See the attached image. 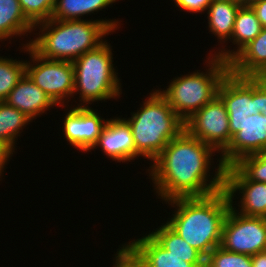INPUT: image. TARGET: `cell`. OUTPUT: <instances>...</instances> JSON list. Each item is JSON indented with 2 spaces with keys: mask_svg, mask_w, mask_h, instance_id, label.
<instances>
[{
  "mask_svg": "<svg viewBox=\"0 0 266 267\" xmlns=\"http://www.w3.org/2000/svg\"><path fill=\"white\" fill-rule=\"evenodd\" d=\"M120 24V20H108L106 17L74 21L50 19L36 24L34 32L38 33H33L36 36L26 40V43L45 59L73 62L102 44L106 35L121 28Z\"/></svg>",
  "mask_w": 266,
  "mask_h": 267,
  "instance_id": "3",
  "label": "cell"
},
{
  "mask_svg": "<svg viewBox=\"0 0 266 267\" xmlns=\"http://www.w3.org/2000/svg\"><path fill=\"white\" fill-rule=\"evenodd\" d=\"M120 116L108 119L92 151L101 152L116 163L131 162L136 159V147L128 123Z\"/></svg>",
  "mask_w": 266,
  "mask_h": 267,
  "instance_id": "14",
  "label": "cell"
},
{
  "mask_svg": "<svg viewBox=\"0 0 266 267\" xmlns=\"http://www.w3.org/2000/svg\"><path fill=\"white\" fill-rule=\"evenodd\" d=\"M253 267H266V251L251 256Z\"/></svg>",
  "mask_w": 266,
  "mask_h": 267,
  "instance_id": "33",
  "label": "cell"
},
{
  "mask_svg": "<svg viewBox=\"0 0 266 267\" xmlns=\"http://www.w3.org/2000/svg\"><path fill=\"white\" fill-rule=\"evenodd\" d=\"M220 247L251 256L266 251V218L242 215L231 206L223 224Z\"/></svg>",
  "mask_w": 266,
  "mask_h": 267,
  "instance_id": "8",
  "label": "cell"
},
{
  "mask_svg": "<svg viewBox=\"0 0 266 267\" xmlns=\"http://www.w3.org/2000/svg\"><path fill=\"white\" fill-rule=\"evenodd\" d=\"M26 73V60L0 56V101H4Z\"/></svg>",
  "mask_w": 266,
  "mask_h": 267,
  "instance_id": "24",
  "label": "cell"
},
{
  "mask_svg": "<svg viewBox=\"0 0 266 267\" xmlns=\"http://www.w3.org/2000/svg\"><path fill=\"white\" fill-rule=\"evenodd\" d=\"M260 1V0H239L241 6H251L253 3Z\"/></svg>",
  "mask_w": 266,
  "mask_h": 267,
  "instance_id": "34",
  "label": "cell"
},
{
  "mask_svg": "<svg viewBox=\"0 0 266 267\" xmlns=\"http://www.w3.org/2000/svg\"><path fill=\"white\" fill-rule=\"evenodd\" d=\"M25 17L35 26L50 20L57 0H19Z\"/></svg>",
  "mask_w": 266,
  "mask_h": 267,
  "instance_id": "27",
  "label": "cell"
},
{
  "mask_svg": "<svg viewBox=\"0 0 266 267\" xmlns=\"http://www.w3.org/2000/svg\"><path fill=\"white\" fill-rule=\"evenodd\" d=\"M125 243L139 256L142 267H195L169 253L149 233Z\"/></svg>",
  "mask_w": 266,
  "mask_h": 267,
  "instance_id": "19",
  "label": "cell"
},
{
  "mask_svg": "<svg viewBox=\"0 0 266 267\" xmlns=\"http://www.w3.org/2000/svg\"><path fill=\"white\" fill-rule=\"evenodd\" d=\"M252 10L256 13V16L263 28H266V0H260L253 3Z\"/></svg>",
  "mask_w": 266,
  "mask_h": 267,
  "instance_id": "32",
  "label": "cell"
},
{
  "mask_svg": "<svg viewBox=\"0 0 266 267\" xmlns=\"http://www.w3.org/2000/svg\"><path fill=\"white\" fill-rule=\"evenodd\" d=\"M262 28L252 8L250 6H241L236 13L232 38L228 41L229 43L232 42L236 47H233L234 49L222 48L215 56L229 63L261 33Z\"/></svg>",
  "mask_w": 266,
  "mask_h": 267,
  "instance_id": "17",
  "label": "cell"
},
{
  "mask_svg": "<svg viewBox=\"0 0 266 267\" xmlns=\"http://www.w3.org/2000/svg\"><path fill=\"white\" fill-rule=\"evenodd\" d=\"M218 1H229V2H234V3H239V0H218Z\"/></svg>",
  "mask_w": 266,
  "mask_h": 267,
  "instance_id": "35",
  "label": "cell"
},
{
  "mask_svg": "<svg viewBox=\"0 0 266 267\" xmlns=\"http://www.w3.org/2000/svg\"><path fill=\"white\" fill-rule=\"evenodd\" d=\"M224 189L235 211L245 216L266 218V183L249 180L235 165H231L225 168ZM235 199H239L237 204L233 201Z\"/></svg>",
  "mask_w": 266,
  "mask_h": 267,
  "instance_id": "12",
  "label": "cell"
},
{
  "mask_svg": "<svg viewBox=\"0 0 266 267\" xmlns=\"http://www.w3.org/2000/svg\"><path fill=\"white\" fill-rule=\"evenodd\" d=\"M215 152L185 129L173 138L146 169L148 179L154 184V194L162 204L175 198L205 197L223 190L225 167L219 156L215 158L217 166H212ZM211 168L215 173L210 172Z\"/></svg>",
  "mask_w": 266,
  "mask_h": 267,
  "instance_id": "1",
  "label": "cell"
},
{
  "mask_svg": "<svg viewBox=\"0 0 266 267\" xmlns=\"http://www.w3.org/2000/svg\"><path fill=\"white\" fill-rule=\"evenodd\" d=\"M119 0H57L51 19L74 21L102 11ZM85 15V16H84Z\"/></svg>",
  "mask_w": 266,
  "mask_h": 267,
  "instance_id": "22",
  "label": "cell"
},
{
  "mask_svg": "<svg viewBox=\"0 0 266 267\" xmlns=\"http://www.w3.org/2000/svg\"><path fill=\"white\" fill-rule=\"evenodd\" d=\"M228 120L232 140L220 155L225 168L244 156L266 152V115L256 113L242 120Z\"/></svg>",
  "mask_w": 266,
  "mask_h": 267,
  "instance_id": "10",
  "label": "cell"
},
{
  "mask_svg": "<svg viewBox=\"0 0 266 267\" xmlns=\"http://www.w3.org/2000/svg\"><path fill=\"white\" fill-rule=\"evenodd\" d=\"M149 234L169 253L182 261L192 263L195 267H205V257L176 234L165 222Z\"/></svg>",
  "mask_w": 266,
  "mask_h": 267,
  "instance_id": "21",
  "label": "cell"
},
{
  "mask_svg": "<svg viewBox=\"0 0 266 267\" xmlns=\"http://www.w3.org/2000/svg\"><path fill=\"white\" fill-rule=\"evenodd\" d=\"M205 267H253L251 255L234 253L218 246L205 257Z\"/></svg>",
  "mask_w": 266,
  "mask_h": 267,
  "instance_id": "25",
  "label": "cell"
},
{
  "mask_svg": "<svg viewBox=\"0 0 266 267\" xmlns=\"http://www.w3.org/2000/svg\"><path fill=\"white\" fill-rule=\"evenodd\" d=\"M14 154L15 149L9 143L0 140V181L4 176L5 165L8 164Z\"/></svg>",
  "mask_w": 266,
  "mask_h": 267,
  "instance_id": "30",
  "label": "cell"
},
{
  "mask_svg": "<svg viewBox=\"0 0 266 267\" xmlns=\"http://www.w3.org/2000/svg\"><path fill=\"white\" fill-rule=\"evenodd\" d=\"M23 53L29 55L26 60V74L50 99L61 108L69 107L74 93V68L71 61L49 60L38 55L27 43H22ZM31 61V62H30ZM69 99V100H68Z\"/></svg>",
  "mask_w": 266,
  "mask_h": 267,
  "instance_id": "7",
  "label": "cell"
},
{
  "mask_svg": "<svg viewBox=\"0 0 266 267\" xmlns=\"http://www.w3.org/2000/svg\"><path fill=\"white\" fill-rule=\"evenodd\" d=\"M164 203L175 210L166 224L187 244L204 257L220 246L223 224L231 207L225 189L205 197L175 198Z\"/></svg>",
  "mask_w": 266,
  "mask_h": 267,
  "instance_id": "2",
  "label": "cell"
},
{
  "mask_svg": "<svg viewBox=\"0 0 266 267\" xmlns=\"http://www.w3.org/2000/svg\"><path fill=\"white\" fill-rule=\"evenodd\" d=\"M112 50V45L105 40L72 62L75 77L73 98L79 94L77 106L89 107L95 102L120 98L122 83L116 72L117 66L113 64Z\"/></svg>",
  "mask_w": 266,
  "mask_h": 267,
  "instance_id": "5",
  "label": "cell"
},
{
  "mask_svg": "<svg viewBox=\"0 0 266 267\" xmlns=\"http://www.w3.org/2000/svg\"><path fill=\"white\" fill-rule=\"evenodd\" d=\"M207 57L205 72L196 69L195 72L173 77L165 90L157 88L184 122L218 95L220 83L229 72L228 62L208 54Z\"/></svg>",
  "mask_w": 266,
  "mask_h": 267,
  "instance_id": "6",
  "label": "cell"
},
{
  "mask_svg": "<svg viewBox=\"0 0 266 267\" xmlns=\"http://www.w3.org/2000/svg\"><path fill=\"white\" fill-rule=\"evenodd\" d=\"M31 33L34 25L23 14L19 0H0V42L11 44L12 38H27Z\"/></svg>",
  "mask_w": 266,
  "mask_h": 267,
  "instance_id": "20",
  "label": "cell"
},
{
  "mask_svg": "<svg viewBox=\"0 0 266 267\" xmlns=\"http://www.w3.org/2000/svg\"><path fill=\"white\" fill-rule=\"evenodd\" d=\"M62 117V134L67 143L82 153L91 152L108 119L102 118L98 109L91 106H73ZM73 106V107H72Z\"/></svg>",
  "mask_w": 266,
  "mask_h": 267,
  "instance_id": "11",
  "label": "cell"
},
{
  "mask_svg": "<svg viewBox=\"0 0 266 267\" xmlns=\"http://www.w3.org/2000/svg\"><path fill=\"white\" fill-rule=\"evenodd\" d=\"M234 165L249 180L266 183V152L244 156Z\"/></svg>",
  "mask_w": 266,
  "mask_h": 267,
  "instance_id": "26",
  "label": "cell"
},
{
  "mask_svg": "<svg viewBox=\"0 0 266 267\" xmlns=\"http://www.w3.org/2000/svg\"><path fill=\"white\" fill-rule=\"evenodd\" d=\"M4 101L23 112L32 121L57 106L26 73Z\"/></svg>",
  "mask_w": 266,
  "mask_h": 267,
  "instance_id": "15",
  "label": "cell"
},
{
  "mask_svg": "<svg viewBox=\"0 0 266 267\" xmlns=\"http://www.w3.org/2000/svg\"><path fill=\"white\" fill-rule=\"evenodd\" d=\"M185 130L221 155L230 144L228 112L217 95L184 122Z\"/></svg>",
  "mask_w": 266,
  "mask_h": 267,
  "instance_id": "9",
  "label": "cell"
},
{
  "mask_svg": "<svg viewBox=\"0 0 266 267\" xmlns=\"http://www.w3.org/2000/svg\"><path fill=\"white\" fill-rule=\"evenodd\" d=\"M240 7V3L218 0H212V3L208 6L206 10L207 14H205L208 19L207 26L209 29L207 30H209V33L213 34L217 38V42L221 44L216 51L212 49L214 54L212 51H209L211 52L208 53L209 56H215L219 52V49L225 48L224 45H227L228 40H231L236 13Z\"/></svg>",
  "mask_w": 266,
  "mask_h": 267,
  "instance_id": "18",
  "label": "cell"
},
{
  "mask_svg": "<svg viewBox=\"0 0 266 267\" xmlns=\"http://www.w3.org/2000/svg\"><path fill=\"white\" fill-rule=\"evenodd\" d=\"M141 103L138 110L130 112L131 117L123 119L132 131L136 160L142 157L151 163L185 125L156 88Z\"/></svg>",
  "mask_w": 266,
  "mask_h": 267,
  "instance_id": "4",
  "label": "cell"
},
{
  "mask_svg": "<svg viewBox=\"0 0 266 267\" xmlns=\"http://www.w3.org/2000/svg\"><path fill=\"white\" fill-rule=\"evenodd\" d=\"M218 96L226 106L228 119L242 120L259 113L257 77H241L229 71L220 83Z\"/></svg>",
  "mask_w": 266,
  "mask_h": 267,
  "instance_id": "13",
  "label": "cell"
},
{
  "mask_svg": "<svg viewBox=\"0 0 266 267\" xmlns=\"http://www.w3.org/2000/svg\"><path fill=\"white\" fill-rule=\"evenodd\" d=\"M257 105L259 113L266 115V78L257 77Z\"/></svg>",
  "mask_w": 266,
  "mask_h": 267,
  "instance_id": "31",
  "label": "cell"
},
{
  "mask_svg": "<svg viewBox=\"0 0 266 267\" xmlns=\"http://www.w3.org/2000/svg\"><path fill=\"white\" fill-rule=\"evenodd\" d=\"M229 71L241 77L266 78V28L229 62Z\"/></svg>",
  "mask_w": 266,
  "mask_h": 267,
  "instance_id": "16",
  "label": "cell"
},
{
  "mask_svg": "<svg viewBox=\"0 0 266 267\" xmlns=\"http://www.w3.org/2000/svg\"><path fill=\"white\" fill-rule=\"evenodd\" d=\"M33 122L18 109L0 101V140L9 143L15 150L23 129Z\"/></svg>",
  "mask_w": 266,
  "mask_h": 267,
  "instance_id": "23",
  "label": "cell"
},
{
  "mask_svg": "<svg viewBox=\"0 0 266 267\" xmlns=\"http://www.w3.org/2000/svg\"><path fill=\"white\" fill-rule=\"evenodd\" d=\"M172 1V0H170ZM175 7H179L180 10L187 11L191 14L193 13H204L208 9V6L212 3V0H173Z\"/></svg>",
  "mask_w": 266,
  "mask_h": 267,
  "instance_id": "29",
  "label": "cell"
},
{
  "mask_svg": "<svg viewBox=\"0 0 266 267\" xmlns=\"http://www.w3.org/2000/svg\"><path fill=\"white\" fill-rule=\"evenodd\" d=\"M114 256L113 267H142L139 256L127 243L121 244Z\"/></svg>",
  "mask_w": 266,
  "mask_h": 267,
  "instance_id": "28",
  "label": "cell"
}]
</instances>
